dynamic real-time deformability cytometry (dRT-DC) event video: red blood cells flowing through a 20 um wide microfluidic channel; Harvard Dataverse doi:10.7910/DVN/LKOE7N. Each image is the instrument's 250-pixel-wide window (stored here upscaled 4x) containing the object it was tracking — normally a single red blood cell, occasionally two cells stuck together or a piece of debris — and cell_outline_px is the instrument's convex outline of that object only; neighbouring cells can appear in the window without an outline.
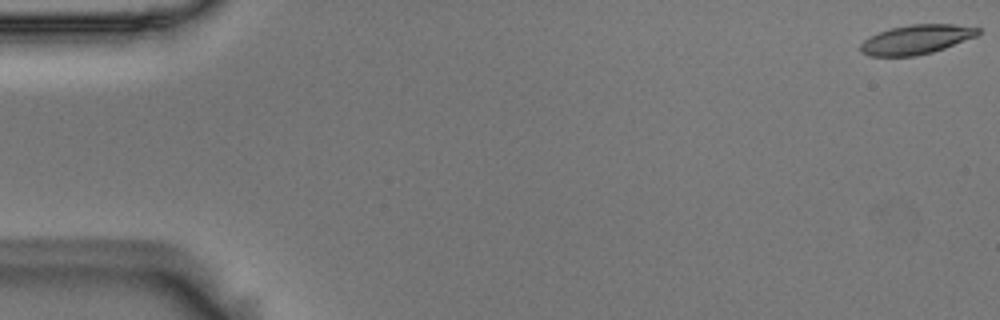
{"species": "Egyptian fruit bat (a non-hibernating species)", "species_latin": "Rousettus aegyptiacus", "temperature_condition": "room temperature", "stored_images_in_passage": 4, "camera_frame_rate_fps": 3000, "um_per_image_px": 0.085, "animal": {"sex": "male"}, "frame": {"image": 1, "passage_image": 1, "time_ms": 0.0, "image_size_px": [1000, 320], "cell_outline_px": [[980, 32], [976, 36], [944, 48], [932, 52], [916, 56], [868, 56], [860, 52], [860, 44], [864, 40], [880, 32], [892, 28], [912, 24], [952, 24], [980, 28]], "centroid_in_image_um": [77.87, 3.36], "position_along_channel_um": 7.1, "area_um2": 19.88}}